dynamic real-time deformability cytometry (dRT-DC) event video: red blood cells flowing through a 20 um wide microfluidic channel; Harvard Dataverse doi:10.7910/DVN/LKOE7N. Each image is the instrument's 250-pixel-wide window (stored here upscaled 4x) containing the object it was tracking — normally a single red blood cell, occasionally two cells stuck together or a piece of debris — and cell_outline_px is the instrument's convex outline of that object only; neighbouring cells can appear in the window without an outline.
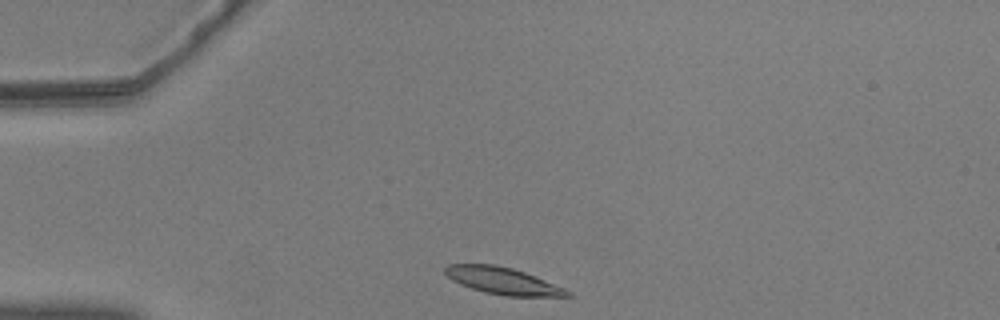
{"species": "common noctule bat (a hibernating species)", "species_latin": "Nyctalus noctula", "temperature_condition": "warm", "stored_images_in_passage": 36, "camera_frame_rate_fps": 3000, "um_per_image_px": 0.085, "animal": {"sex": "male", "body_mass_g": 20.5, "forearm_length_mm": 52.5}, "frame": {"image": 1, "passage_image": 1, "time_ms": 0.0, "image_size_px": [1000, 320], "cell_outline_px": [[572, 296], [504, 296], [484, 292], [460, 284], [452, 280], [444, 272], [444, 268], [448, 264], [496, 264], [512, 268], [524, 272], [564, 288], [572, 292]], "centroid_in_image_um": [42.71, 23.87], "position_along_channel_um": 42.3, "area_um2": 19.02}}
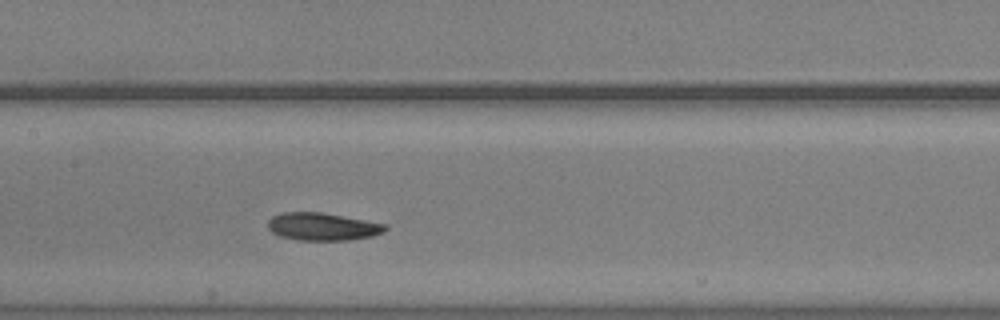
{"frame": {"image": 2, "passage_image": 15, "time_ms": 4.667, "image_size_px": [1000, 320], "cell_outline_px": [[388, 228], [384, 232], [372, 236], [348, 240], [300, 240], [280, 236], [272, 232], [268, 228], [268, 220], [272, 216], [284, 212], [320, 212], [388, 224]], "centroid_in_image_um": [27.43, 19.26], "position_along_channel_um": 180.0, "area_um2": 18.9}}
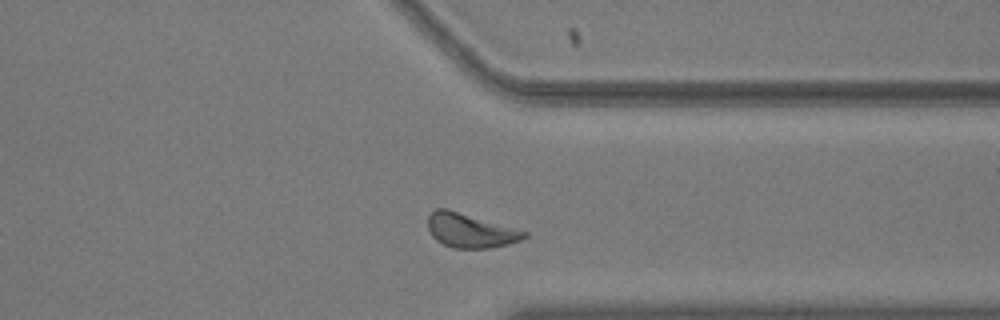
{"frame": {"image": 3, "passage_image": 31, "time_ms": 10.0, "image_size_px": [1000, 320], "cell_outline_px": [[528, 236], [520, 240], [508, 244], [488, 248], [456, 248], [444, 244], [436, 240], [432, 236], [428, 228], [428, 216], [436, 208], [448, 208], [516, 228], [528, 232]], "centroid_in_image_um": [39.98, 19.58], "position_along_channel_um": 371.4, "area_um2": 19.19}, "authors_computed_cell_mechanics": {"area_um2": 19.0162, "velocity_mm_per_s": 3.6032, "shape_relaxation_time_tau1_ms": 2.8753, "shape_relaxation_time_tau2_ms": null, "deformation_change_tau1": 0.0887, "deformation_change_tau2": null}}